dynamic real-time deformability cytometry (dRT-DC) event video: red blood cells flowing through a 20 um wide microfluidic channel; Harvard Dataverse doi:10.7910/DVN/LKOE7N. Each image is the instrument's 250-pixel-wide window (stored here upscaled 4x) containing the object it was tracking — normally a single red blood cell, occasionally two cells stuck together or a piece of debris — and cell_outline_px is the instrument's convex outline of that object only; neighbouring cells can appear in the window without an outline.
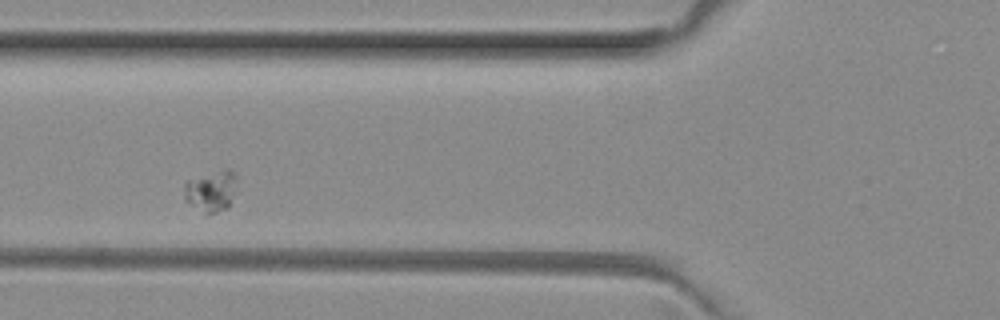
{"species": "common noctule bat (a hibernating species)", "species_latin": "Nyctalus noctula", "temperature_condition": "room temperature", "stored_images_in_passage": 7, "camera_frame_rate_fps": 3000, "um_per_image_px": 0.085, "animal": {"sex": "female", "body_mass_g": 29.2, "forearm_length_mm": 56.3}, "frame": {"image": 1, "passage_image": 2, "time_ms": 0.333, "image_size_px": [1000, 320], "cell_outline_px": [[236, 184], [228, 208], [208, 216], [184, 200], [184, 184], [188, 180], [220, 172], [232, 172], [236, 176]], "centroid_in_image_um": [17.91, 16.33], "position_along_channel_um": 107.9, "area_um2": 12.14}}
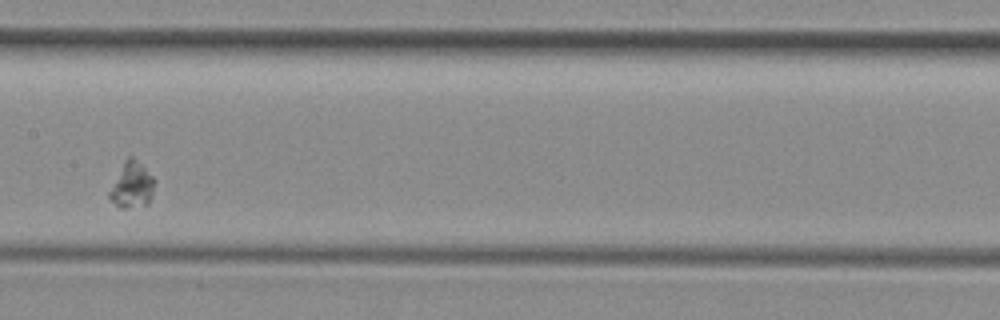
{"frame": {"image": 2, "passage_image": 4, "time_ms": 1.0, "image_size_px": [1000, 320], "cell_outline_px": [[152, 196], [148, 204], [128, 208], [120, 208], [108, 196], [108, 192], [124, 160], [128, 156], [132, 156], [152, 176]], "centroid_in_image_um": [11.17, 15.75], "position_along_channel_um": 196.2, "area_um2": 11.68}}
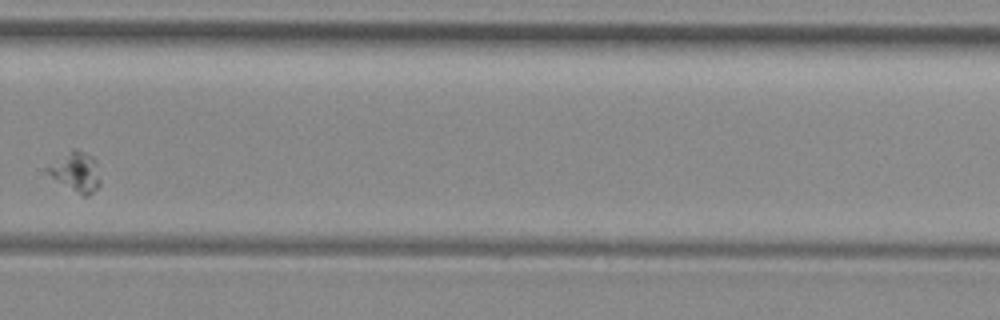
{"frame": {"image": 3, "passage_image": 7, "time_ms": 2.0, "image_size_px": [1000, 320], "cell_outline_px": [[100, 184], [88, 196], [80, 196], [52, 176], [44, 168], [48, 164], [72, 148], [76, 148], [92, 156], [96, 160], [100, 180]], "centroid_in_image_um": [6.46, 14.58], "position_along_channel_um": 323.3, "area_um2": 12.2}}